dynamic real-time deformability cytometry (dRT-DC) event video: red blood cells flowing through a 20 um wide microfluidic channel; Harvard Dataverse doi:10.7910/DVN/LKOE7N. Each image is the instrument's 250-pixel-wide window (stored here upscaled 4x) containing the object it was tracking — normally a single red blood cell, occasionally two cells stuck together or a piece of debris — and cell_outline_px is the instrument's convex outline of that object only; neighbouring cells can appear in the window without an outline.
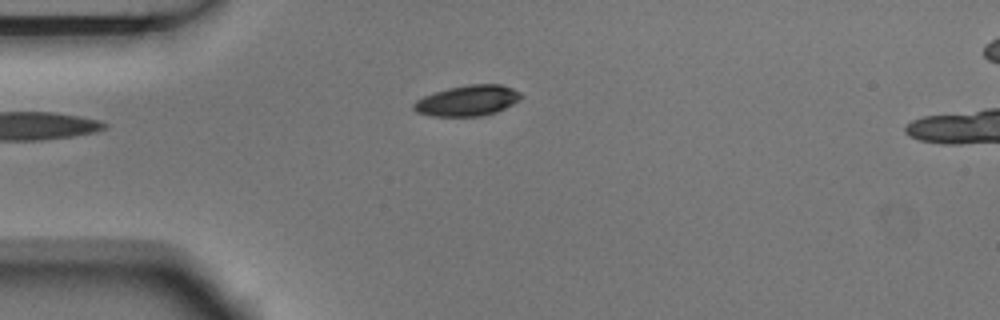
{"species": "Egyptian fruit bat (a non-hibernating species)", "species_latin": "Rousettus aegyptiacus", "temperature_condition": "room temperature", "stored_images_in_passage": 5, "camera_frame_rate_fps": 3000, "um_per_image_px": 0.085, "animal": {"sex": "male"}, "frame": {"image": 1, "passage_image": 5, "time_ms": 1.333, "image_size_px": [1000, 320], "cell_outline_px": [[520, 100], [496, 112], [480, 116], [432, 116], [416, 112], [412, 108], [412, 104], [416, 100], [424, 96], [448, 88], [468, 84], [500, 84], [512, 88], [520, 92]], "centroid_in_image_um": [39.72, 8.55], "position_along_channel_um": 45.3, "area_um2": 19.07}}